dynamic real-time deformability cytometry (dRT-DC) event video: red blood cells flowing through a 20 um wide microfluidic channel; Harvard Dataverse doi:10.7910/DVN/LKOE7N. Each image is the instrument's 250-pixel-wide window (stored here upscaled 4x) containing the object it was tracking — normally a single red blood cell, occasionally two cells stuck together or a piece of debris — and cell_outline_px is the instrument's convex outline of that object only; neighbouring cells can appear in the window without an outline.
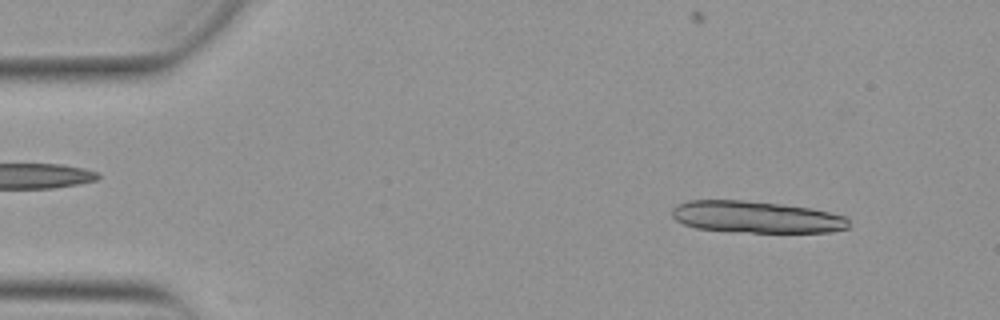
{"species": "Egyptian fruit bat (a non-hibernating species)", "species_latin": "Rousettus aegyptiacus", "temperature_condition": "warm", "stored_images_in_passage": 14, "camera_frame_rate_fps": 3000, "um_per_image_px": 0.085, "animal": {"sex": "female"}, "frame": {"image": 1, "passage_image": 5, "time_ms": 1.333, "image_size_px": [1000, 320], "cell_outline_px": [[848, 228], [832, 232], [752, 232], [696, 228], [684, 224], [676, 220], [672, 216], [672, 208], [676, 204], [688, 200], [744, 200], [780, 204], [808, 208], [848, 216]], "centroid_in_image_um": [64.27, 18.44], "position_along_channel_um": 20.7, "area_um2": 32.6}}